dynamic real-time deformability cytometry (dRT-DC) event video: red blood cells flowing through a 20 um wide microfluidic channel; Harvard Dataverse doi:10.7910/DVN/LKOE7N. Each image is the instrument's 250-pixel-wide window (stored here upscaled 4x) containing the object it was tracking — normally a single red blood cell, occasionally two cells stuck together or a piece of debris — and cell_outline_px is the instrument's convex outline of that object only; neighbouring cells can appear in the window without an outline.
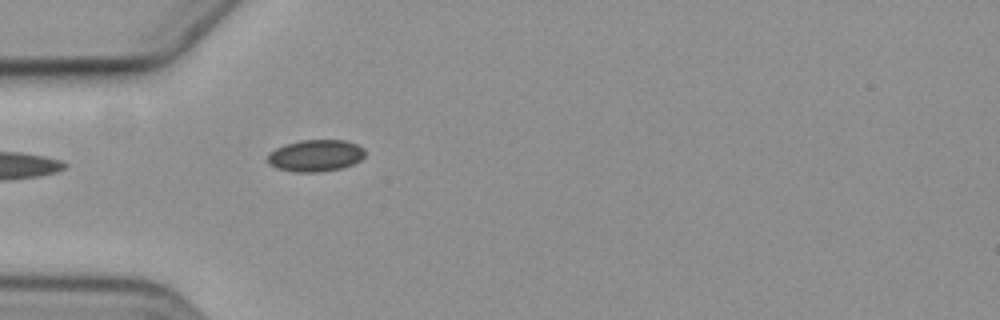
{"species": "common noctule bat (a hibernating species)", "species_latin": "Nyctalus noctula", "temperature_condition": "cold", "stored_images_in_passage": 20, "camera_frame_rate_fps": 3000, "um_per_image_px": 0.085, "animal": {"sex": "female", "body_mass_g": 19.3, "forearm_length_mm": 54.1}, "frame": {"image": 1, "passage_image": 1, "time_ms": 0.0, "image_size_px": [1000, 320], "cell_outline_px": [[364, 156], [360, 160], [352, 164], [340, 168], [316, 172], [296, 172], [276, 168], [268, 164], [268, 152], [284, 144], [300, 140], [344, 140], [356, 144], [364, 148]], "centroid_in_image_um": [26.79, 13.22], "position_along_channel_um": 58.2, "area_um2": 18.03}}